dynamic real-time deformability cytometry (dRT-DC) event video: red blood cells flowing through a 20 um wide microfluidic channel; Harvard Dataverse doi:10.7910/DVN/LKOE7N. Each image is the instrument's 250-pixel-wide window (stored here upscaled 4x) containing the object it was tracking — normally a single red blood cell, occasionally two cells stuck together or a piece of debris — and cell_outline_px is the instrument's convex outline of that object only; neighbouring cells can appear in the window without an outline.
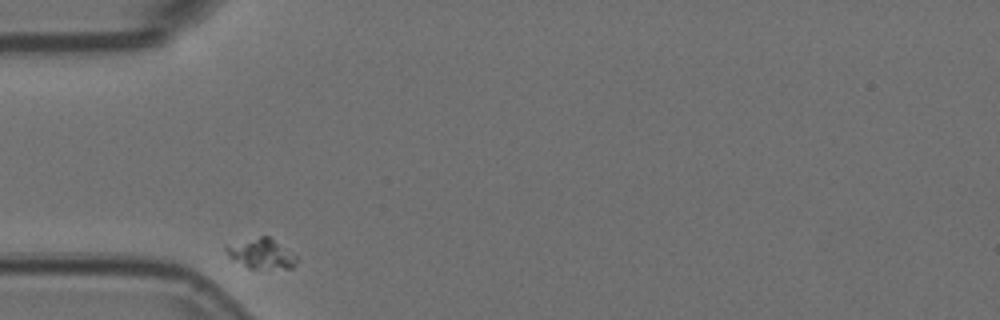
{"species": "Egyptian fruit bat (a non-hibernating species)", "species_latin": "Rousettus aegyptiacus", "temperature_condition": "room temperature", "stored_images_in_passage": 34, "camera_frame_rate_fps": 3000, "um_per_image_px": 0.085, "animal": {"sex": "female"}, "frame": {"image": 1, "passage_image": 1, "time_ms": 0.0, "image_size_px": [1000, 320], "cell_outline_px": [[300, 256], [292, 268], [248, 268], [228, 256], [224, 248], [260, 236], [268, 236]], "centroid_in_image_um": [22.31, 21.58], "position_along_channel_um": 62.7, "area_um2": 12.02}}
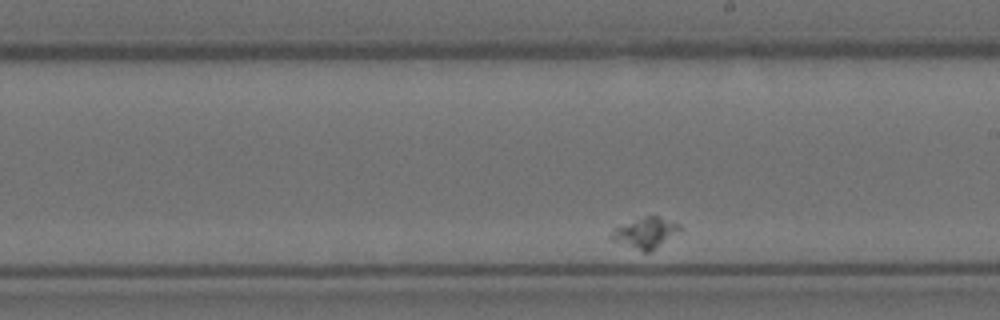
{"frame": {"image": 2, "passage_image": 20, "time_ms": 6.333, "image_size_px": [1000, 320], "cell_outline_px": [[684, 228], [680, 232], [652, 252], [644, 252], [612, 240], [612, 232], [616, 228], [644, 216], [660, 216], [680, 224]], "centroid_in_image_um": [54.97, 19.8], "position_along_channel_um": 234.0, "area_um2": 12.2}}
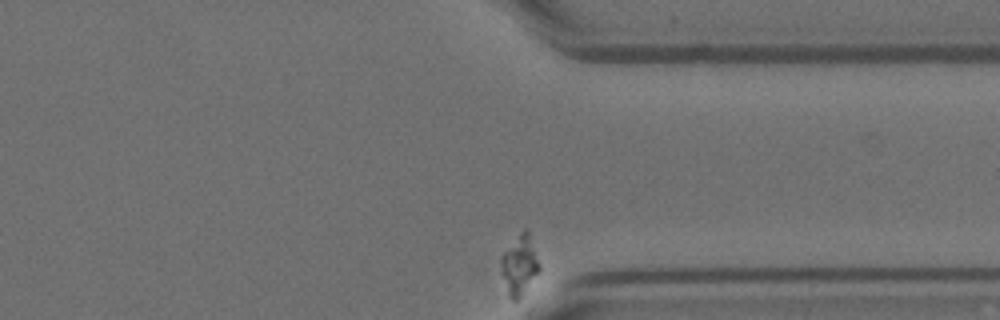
{"frame": {"image": 3, "passage_image": 34, "time_ms": 11.0, "image_size_px": [1000, 320], "cell_outline_px": [[540, 268], [520, 296], [516, 300], [512, 300], [508, 296], [500, 272], [500, 260], [504, 252], [520, 232], [524, 228], [528, 228], [540, 264]], "centroid_in_image_um": [44.13, 22.49], "position_along_channel_um": 367.3, "area_um2": 13.12}}